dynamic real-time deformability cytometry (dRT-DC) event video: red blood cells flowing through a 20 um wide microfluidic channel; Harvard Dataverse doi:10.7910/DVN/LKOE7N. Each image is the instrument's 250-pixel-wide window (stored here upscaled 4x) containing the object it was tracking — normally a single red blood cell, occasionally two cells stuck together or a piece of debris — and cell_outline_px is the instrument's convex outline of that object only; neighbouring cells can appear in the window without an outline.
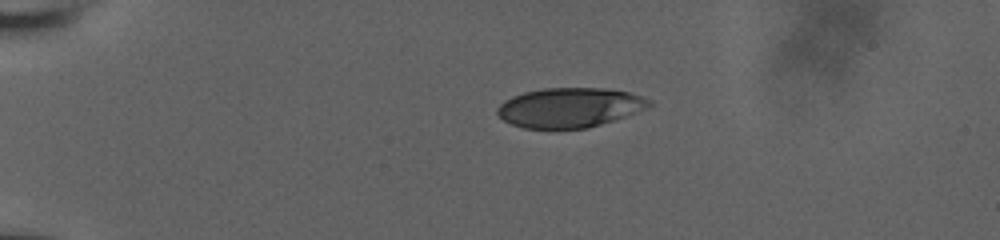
{"species": "human", "species_latin": "Homo sapiens", "temperature_condition": "room temperature", "stored_images_in_passage": 44, "camera_frame_rate_fps": 3000, "um_per_image_px": 0.085, "donor": {"sex": "male"}, "frame": {"image": 1, "passage_image": 1, "time_ms": 0.0, "image_size_px": [1000, 240], "cell_outline_px": [[652, 104], [644, 108], [624, 116], [588, 128], [524, 128], [512, 124], [504, 120], [496, 112], [496, 108], [504, 100], [512, 96], [524, 92], [544, 88], [604, 88], [628, 92], [652, 100]], "centroid_in_image_um": [48.37, 9.13], "position_along_channel_um": 36.6, "area_um2": 34.68}}
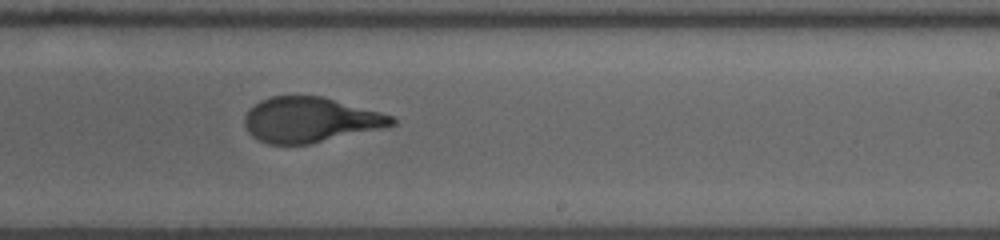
{"frame": {"image": 2, "passage_image": 24, "time_ms": 7.667, "image_size_px": [1000, 240], "cell_outline_px": [[396, 124], [384, 128], [308, 144], [268, 144], [252, 136], [248, 132], [244, 124], [244, 116], [260, 100], [272, 96], [320, 96], [380, 112], [392, 116], [396, 120]], "centroid_in_image_um": [26.36, 10.19], "position_along_channel_um": 262.6, "area_um2": 38.32}}
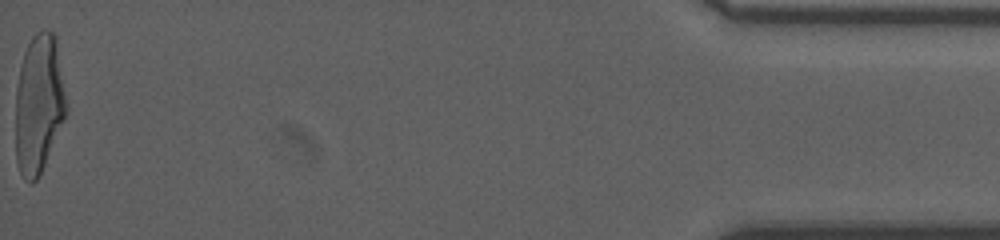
{"frame": {"image": 3, "passage_image": 44, "time_ms": 14.333, "image_size_px": [1000, 240], "cell_outline_px": [[68, 112], [44, 164], [36, 180], [32, 184], [28, 184], [24, 180], [20, 172], [16, 160], [16, 88], [20, 68], [24, 52], [32, 36], [36, 32], [44, 28], [48, 28], [56, 36], [68, 108]], "centroid_in_image_um": [3.31, 8.81], "position_along_channel_um": 431.9, "area_um2": 41.44}, "authors_computed_cell_mechanics": {"area_um2": 39.4774, "velocity_mm_per_s": 3.8357, "shape_relaxation_time_tau1_ms": 5.3564, "shape_relaxation_time_tau2_ms": 0.6769, "deformation_change_tau1": 0.2302, "deformation_change_tau2": 0.0749}}